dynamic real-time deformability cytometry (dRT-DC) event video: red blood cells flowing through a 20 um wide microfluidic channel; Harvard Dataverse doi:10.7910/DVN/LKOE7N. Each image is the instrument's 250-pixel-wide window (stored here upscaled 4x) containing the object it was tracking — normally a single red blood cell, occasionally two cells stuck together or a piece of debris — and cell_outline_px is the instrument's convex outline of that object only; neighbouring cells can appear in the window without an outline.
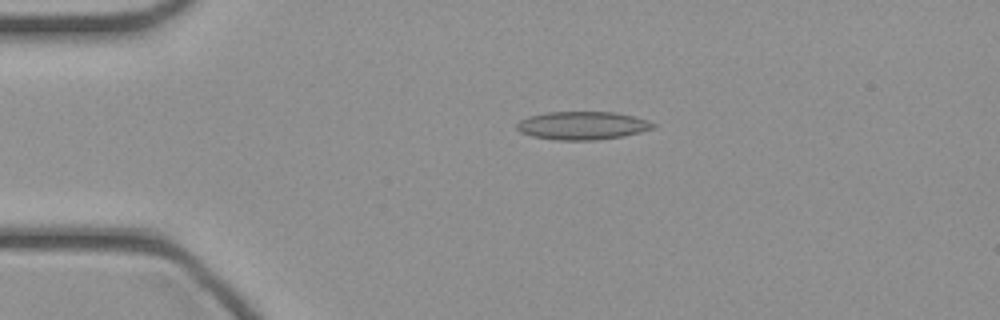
{"species": "common noctule bat (a hibernating species)", "species_latin": "Nyctalus noctula", "temperature_condition": "cold", "stored_images_in_passage": 37, "camera_frame_rate_fps": 3000, "um_per_image_px": 0.085, "animal": {"sex": "female", "body_mass_g": 21.9}, "frame": {"image": 1, "passage_image": 1, "time_ms": 0.0, "image_size_px": [1000, 320], "cell_outline_px": [[656, 128], [624, 136], [596, 140], [556, 140], [532, 136], [520, 132], [516, 128], [516, 124], [520, 120], [528, 116], [548, 112], [616, 112], [648, 120], [656, 124]], "centroid_in_image_um": [49.51, 10.67], "position_along_channel_um": 35.5, "area_um2": 22.48}}
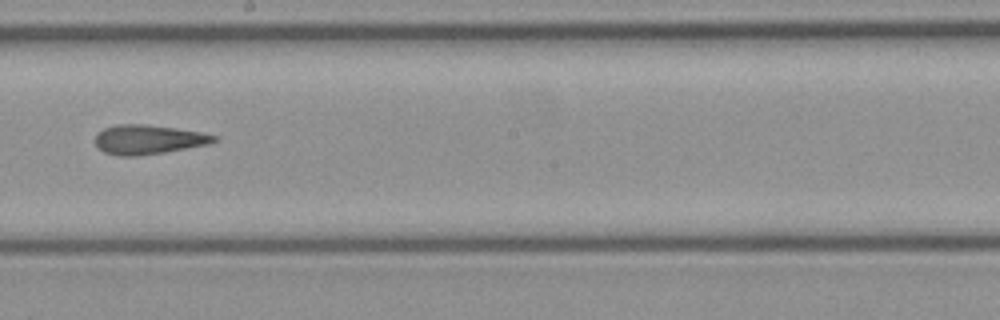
{"frame": {"image": 2, "passage_image": 17, "time_ms": 5.333, "image_size_px": [1000, 320], "cell_outline_px": [[220, 140], [208, 144], [164, 152], [132, 156], [120, 156], [104, 152], [96, 144], [96, 132], [104, 128], [116, 124], [144, 124], [176, 128], [200, 132], [216, 136]], "centroid_in_image_um": [12.6, 11.85], "position_along_channel_um": 235.6, "area_um2": 20.17}}
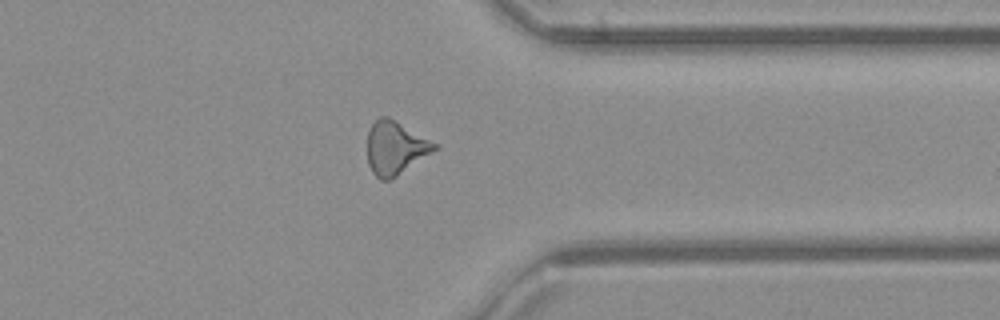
{"frame": {"image": 3, "passage_image": 27, "time_ms": 8.667, "image_size_px": [1000, 320], "cell_outline_px": [[440, 148], [396, 176], [388, 180], [380, 180], [372, 172], [368, 164], [368, 128], [380, 116], [388, 116], [396, 120], [440, 144]], "centroid_in_image_um": [33.64, 12.55], "position_along_channel_um": 377.8, "area_um2": 21.15}}